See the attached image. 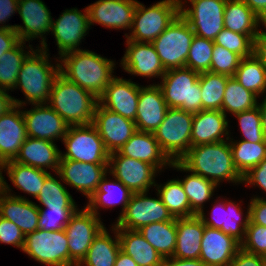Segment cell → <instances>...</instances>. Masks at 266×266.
<instances>
[{"label":"cell","mask_w":266,"mask_h":266,"mask_svg":"<svg viewBox=\"0 0 266 266\" xmlns=\"http://www.w3.org/2000/svg\"><path fill=\"white\" fill-rule=\"evenodd\" d=\"M169 167L201 175L217 186L224 180L233 183H242L243 180L234 165L232 150L226 140L192 146L179 161H172Z\"/></svg>","instance_id":"cell-1"},{"label":"cell","mask_w":266,"mask_h":266,"mask_svg":"<svg viewBox=\"0 0 266 266\" xmlns=\"http://www.w3.org/2000/svg\"><path fill=\"white\" fill-rule=\"evenodd\" d=\"M59 73L99 98L116 77L115 63L89 50H74L59 57ZM64 66V67H63Z\"/></svg>","instance_id":"cell-2"},{"label":"cell","mask_w":266,"mask_h":266,"mask_svg":"<svg viewBox=\"0 0 266 266\" xmlns=\"http://www.w3.org/2000/svg\"><path fill=\"white\" fill-rule=\"evenodd\" d=\"M48 105L69 126L93 123L98 98L86 89L58 74L52 84ZM50 103V104H49Z\"/></svg>","instance_id":"cell-3"},{"label":"cell","mask_w":266,"mask_h":266,"mask_svg":"<svg viewBox=\"0 0 266 266\" xmlns=\"http://www.w3.org/2000/svg\"><path fill=\"white\" fill-rule=\"evenodd\" d=\"M24 60L17 78V87H20L26 96L28 103L40 104L49 100L50 92L55 77L59 74V63L54 68L49 62L47 53L39 48L33 50Z\"/></svg>","instance_id":"cell-4"},{"label":"cell","mask_w":266,"mask_h":266,"mask_svg":"<svg viewBox=\"0 0 266 266\" xmlns=\"http://www.w3.org/2000/svg\"><path fill=\"white\" fill-rule=\"evenodd\" d=\"M200 73L188 67L166 70L160 87L168 108L197 113L202 110Z\"/></svg>","instance_id":"cell-5"},{"label":"cell","mask_w":266,"mask_h":266,"mask_svg":"<svg viewBox=\"0 0 266 266\" xmlns=\"http://www.w3.org/2000/svg\"><path fill=\"white\" fill-rule=\"evenodd\" d=\"M180 14V0H162L145 8L137 1L130 35L127 40L134 42L154 41Z\"/></svg>","instance_id":"cell-6"},{"label":"cell","mask_w":266,"mask_h":266,"mask_svg":"<svg viewBox=\"0 0 266 266\" xmlns=\"http://www.w3.org/2000/svg\"><path fill=\"white\" fill-rule=\"evenodd\" d=\"M193 116L194 113L179 108H168L164 120L153 133L171 161H179L191 147Z\"/></svg>","instance_id":"cell-7"},{"label":"cell","mask_w":266,"mask_h":266,"mask_svg":"<svg viewBox=\"0 0 266 266\" xmlns=\"http://www.w3.org/2000/svg\"><path fill=\"white\" fill-rule=\"evenodd\" d=\"M194 32L179 14L171 24L151 42L165 70L186 67Z\"/></svg>","instance_id":"cell-8"},{"label":"cell","mask_w":266,"mask_h":266,"mask_svg":"<svg viewBox=\"0 0 266 266\" xmlns=\"http://www.w3.org/2000/svg\"><path fill=\"white\" fill-rule=\"evenodd\" d=\"M62 141L67 151L64 154L61 152L60 159L108 164L109 153L93 124L69 126Z\"/></svg>","instance_id":"cell-9"},{"label":"cell","mask_w":266,"mask_h":266,"mask_svg":"<svg viewBox=\"0 0 266 266\" xmlns=\"http://www.w3.org/2000/svg\"><path fill=\"white\" fill-rule=\"evenodd\" d=\"M23 252L46 266H69V248L65 230L37 229L25 236Z\"/></svg>","instance_id":"cell-10"},{"label":"cell","mask_w":266,"mask_h":266,"mask_svg":"<svg viewBox=\"0 0 266 266\" xmlns=\"http://www.w3.org/2000/svg\"><path fill=\"white\" fill-rule=\"evenodd\" d=\"M104 227L100 218L86 207L74 213L64 228L69 248V266L81 263L94 238Z\"/></svg>","instance_id":"cell-11"},{"label":"cell","mask_w":266,"mask_h":266,"mask_svg":"<svg viewBox=\"0 0 266 266\" xmlns=\"http://www.w3.org/2000/svg\"><path fill=\"white\" fill-rule=\"evenodd\" d=\"M192 8H183L180 15L188 22L198 37L213 40L224 29V9L227 0H189Z\"/></svg>","instance_id":"cell-12"},{"label":"cell","mask_w":266,"mask_h":266,"mask_svg":"<svg viewBox=\"0 0 266 266\" xmlns=\"http://www.w3.org/2000/svg\"><path fill=\"white\" fill-rule=\"evenodd\" d=\"M147 192L133 193L125 212L118 217L114 226L117 229L139 230L156 222L171 221L174 217L159 198L146 196Z\"/></svg>","instance_id":"cell-13"},{"label":"cell","mask_w":266,"mask_h":266,"mask_svg":"<svg viewBox=\"0 0 266 266\" xmlns=\"http://www.w3.org/2000/svg\"><path fill=\"white\" fill-rule=\"evenodd\" d=\"M108 171L132 193H140L148 192L151 186L156 185L154 178L158 170L149 163L126 157L117 151L109 154Z\"/></svg>","instance_id":"cell-14"},{"label":"cell","mask_w":266,"mask_h":266,"mask_svg":"<svg viewBox=\"0 0 266 266\" xmlns=\"http://www.w3.org/2000/svg\"><path fill=\"white\" fill-rule=\"evenodd\" d=\"M92 124L97 128L109 154L117 152L137 131L134 121L102 107L99 103Z\"/></svg>","instance_id":"cell-15"},{"label":"cell","mask_w":266,"mask_h":266,"mask_svg":"<svg viewBox=\"0 0 266 266\" xmlns=\"http://www.w3.org/2000/svg\"><path fill=\"white\" fill-rule=\"evenodd\" d=\"M84 12H80L77 8L67 9L56 21L52 20L51 31L56 39L59 56L70 51L80 50L79 43L90 28L87 7Z\"/></svg>","instance_id":"cell-16"},{"label":"cell","mask_w":266,"mask_h":266,"mask_svg":"<svg viewBox=\"0 0 266 266\" xmlns=\"http://www.w3.org/2000/svg\"><path fill=\"white\" fill-rule=\"evenodd\" d=\"M31 110L22 111L28 137L54 142L63 139L69 125L48 104H32Z\"/></svg>","instance_id":"cell-17"},{"label":"cell","mask_w":266,"mask_h":266,"mask_svg":"<svg viewBox=\"0 0 266 266\" xmlns=\"http://www.w3.org/2000/svg\"><path fill=\"white\" fill-rule=\"evenodd\" d=\"M18 13L25 26L15 25L19 40L25 42L41 37L42 47L39 48L46 51L48 47L43 35L51 31L53 19L45 3L41 0H19Z\"/></svg>","instance_id":"cell-18"},{"label":"cell","mask_w":266,"mask_h":266,"mask_svg":"<svg viewBox=\"0 0 266 266\" xmlns=\"http://www.w3.org/2000/svg\"><path fill=\"white\" fill-rule=\"evenodd\" d=\"M108 173V164L85 163L60 159L57 175L63 182L81 191L89 198Z\"/></svg>","instance_id":"cell-19"},{"label":"cell","mask_w":266,"mask_h":266,"mask_svg":"<svg viewBox=\"0 0 266 266\" xmlns=\"http://www.w3.org/2000/svg\"><path fill=\"white\" fill-rule=\"evenodd\" d=\"M140 86L135 82L115 77L98 98L99 104L124 118L135 121Z\"/></svg>","instance_id":"cell-20"},{"label":"cell","mask_w":266,"mask_h":266,"mask_svg":"<svg viewBox=\"0 0 266 266\" xmlns=\"http://www.w3.org/2000/svg\"><path fill=\"white\" fill-rule=\"evenodd\" d=\"M136 0H99L87 7L89 23L106 28L131 29Z\"/></svg>","instance_id":"cell-21"},{"label":"cell","mask_w":266,"mask_h":266,"mask_svg":"<svg viewBox=\"0 0 266 266\" xmlns=\"http://www.w3.org/2000/svg\"><path fill=\"white\" fill-rule=\"evenodd\" d=\"M126 43L128 46L121 60L126 72L142 77H163L166 70L151 42L126 40Z\"/></svg>","instance_id":"cell-22"},{"label":"cell","mask_w":266,"mask_h":266,"mask_svg":"<svg viewBox=\"0 0 266 266\" xmlns=\"http://www.w3.org/2000/svg\"><path fill=\"white\" fill-rule=\"evenodd\" d=\"M4 181V193L0 195V216L16 224L26 236L39 229V207L22 196L12 195Z\"/></svg>","instance_id":"cell-23"},{"label":"cell","mask_w":266,"mask_h":266,"mask_svg":"<svg viewBox=\"0 0 266 266\" xmlns=\"http://www.w3.org/2000/svg\"><path fill=\"white\" fill-rule=\"evenodd\" d=\"M214 205L211 211V220L206 218L204 211L199 214L204 225L213 229H220L241 244L245 239V231L250 222V208L248 207L245 218L241 219L243 213L241 207L238 206L239 204L230 200Z\"/></svg>","instance_id":"cell-24"},{"label":"cell","mask_w":266,"mask_h":266,"mask_svg":"<svg viewBox=\"0 0 266 266\" xmlns=\"http://www.w3.org/2000/svg\"><path fill=\"white\" fill-rule=\"evenodd\" d=\"M241 244L220 229L204 225L199 259L205 266H230Z\"/></svg>","instance_id":"cell-25"},{"label":"cell","mask_w":266,"mask_h":266,"mask_svg":"<svg viewBox=\"0 0 266 266\" xmlns=\"http://www.w3.org/2000/svg\"><path fill=\"white\" fill-rule=\"evenodd\" d=\"M168 105L158 84L140 86L135 125L138 131L154 133L164 120Z\"/></svg>","instance_id":"cell-26"},{"label":"cell","mask_w":266,"mask_h":266,"mask_svg":"<svg viewBox=\"0 0 266 266\" xmlns=\"http://www.w3.org/2000/svg\"><path fill=\"white\" fill-rule=\"evenodd\" d=\"M20 106L14 105L0 116V161L15 160L27 139L25 120Z\"/></svg>","instance_id":"cell-27"},{"label":"cell","mask_w":266,"mask_h":266,"mask_svg":"<svg viewBox=\"0 0 266 266\" xmlns=\"http://www.w3.org/2000/svg\"><path fill=\"white\" fill-rule=\"evenodd\" d=\"M228 121L221 110H201L194 113L191 147L229 140ZM226 139H223L226 136Z\"/></svg>","instance_id":"cell-28"},{"label":"cell","mask_w":266,"mask_h":266,"mask_svg":"<svg viewBox=\"0 0 266 266\" xmlns=\"http://www.w3.org/2000/svg\"><path fill=\"white\" fill-rule=\"evenodd\" d=\"M121 155L153 165L157 170L170 166L171 160L161 150L153 133L136 131L118 150Z\"/></svg>","instance_id":"cell-29"},{"label":"cell","mask_w":266,"mask_h":266,"mask_svg":"<svg viewBox=\"0 0 266 266\" xmlns=\"http://www.w3.org/2000/svg\"><path fill=\"white\" fill-rule=\"evenodd\" d=\"M60 158L61 151L54 142L27 137L14 161L42 170L53 168L52 170L57 173Z\"/></svg>","instance_id":"cell-30"},{"label":"cell","mask_w":266,"mask_h":266,"mask_svg":"<svg viewBox=\"0 0 266 266\" xmlns=\"http://www.w3.org/2000/svg\"><path fill=\"white\" fill-rule=\"evenodd\" d=\"M176 247L173 257L199 259L204 223L199 215L176 218Z\"/></svg>","instance_id":"cell-31"},{"label":"cell","mask_w":266,"mask_h":266,"mask_svg":"<svg viewBox=\"0 0 266 266\" xmlns=\"http://www.w3.org/2000/svg\"><path fill=\"white\" fill-rule=\"evenodd\" d=\"M120 250L133 258L138 266H161L163 257L139 230L118 229Z\"/></svg>","instance_id":"cell-32"},{"label":"cell","mask_w":266,"mask_h":266,"mask_svg":"<svg viewBox=\"0 0 266 266\" xmlns=\"http://www.w3.org/2000/svg\"><path fill=\"white\" fill-rule=\"evenodd\" d=\"M263 21L241 0H227L224 9V28L248 35L253 41Z\"/></svg>","instance_id":"cell-33"},{"label":"cell","mask_w":266,"mask_h":266,"mask_svg":"<svg viewBox=\"0 0 266 266\" xmlns=\"http://www.w3.org/2000/svg\"><path fill=\"white\" fill-rule=\"evenodd\" d=\"M107 174L102 178L98 184L97 190L88 198L89 202L85 207L96 216L99 215L98 208L112 207L117 204H121L122 211L119 217L125 212L127 204L130 201L133 193L124 186L118 179L115 178V182L109 181L106 178Z\"/></svg>","instance_id":"cell-34"},{"label":"cell","mask_w":266,"mask_h":266,"mask_svg":"<svg viewBox=\"0 0 266 266\" xmlns=\"http://www.w3.org/2000/svg\"><path fill=\"white\" fill-rule=\"evenodd\" d=\"M115 240L104 227L94 238L90 245L86 257L78 266H114L118 252L120 251V242L118 229L113 226Z\"/></svg>","instance_id":"cell-35"},{"label":"cell","mask_w":266,"mask_h":266,"mask_svg":"<svg viewBox=\"0 0 266 266\" xmlns=\"http://www.w3.org/2000/svg\"><path fill=\"white\" fill-rule=\"evenodd\" d=\"M12 184L36 198L43 187L45 178L50 174L46 170L23 165L14 160L4 163Z\"/></svg>","instance_id":"cell-36"},{"label":"cell","mask_w":266,"mask_h":266,"mask_svg":"<svg viewBox=\"0 0 266 266\" xmlns=\"http://www.w3.org/2000/svg\"><path fill=\"white\" fill-rule=\"evenodd\" d=\"M139 232L163 258L173 257L177 235L176 218L143 226Z\"/></svg>","instance_id":"cell-37"},{"label":"cell","mask_w":266,"mask_h":266,"mask_svg":"<svg viewBox=\"0 0 266 266\" xmlns=\"http://www.w3.org/2000/svg\"><path fill=\"white\" fill-rule=\"evenodd\" d=\"M233 77L258 97L266 92V68L254 54L242 58Z\"/></svg>","instance_id":"cell-38"},{"label":"cell","mask_w":266,"mask_h":266,"mask_svg":"<svg viewBox=\"0 0 266 266\" xmlns=\"http://www.w3.org/2000/svg\"><path fill=\"white\" fill-rule=\"evenodd\" d=\"M228 141H230L234 165L242 176L266 158V139L258 143L245 140L234 142L231 138Z\"/></svg>","instance_id":"cell-39"},{"label":"cell","mask_w":266,"mask_h":266,"mask_svg":"<svg viewBox=\"0 0 266 266\" xmlns=\"http://www.w3.org/2000/svg\"><path fill=\"white\" fill-rule=\"evenodd\" d=\"M179 181L190 202L191 216L199 215L203 211V203L212 197L217 185L193 172Z\"/></svg>","instance_id":"cell-40"},{"label":"cell","mask_w":266,"mask_h":266,"mask_svg":"<svg viewBox=\"0 0 266 266\" xmlns=\"http://www.w3.org/2000/svg\"><path fill=\"white\" fill-rule=\"evenodd\" d=\"M228 76L202 72L199 75L202 110H222V102L225 93Z\"/></svg>","instance_id":"cell-41"},{"label":"cell","mask_w":266,"mask_h":266,"mask_svg":"<svg viewBox=\"0 0 266 266\" xmlns=\"http://www.w3.org/2000/svg\"><path fill=\"white\" fill-rule=\"evenodd\" d=\"M257 95L245 89L234 77H229L222 102V112L239 113L258 106Z\"/></svg>","instance_id":"cell-42"},{"label":"cell","mask_w":266,"mask_h":266,"mask_svg":"<svg viewBox=\"0 0 266 266\" xmlns=\"http://www.w3.org/2000/svg\"><path fill=\"white\" fill-rule=\"evenodd\" d=\"M155 186L162 202L174 218L191 217L190 202L179 179Z\"/></svg>","instance_id":"cell-43"},{"label":"cell","mask_w":266,"mask_h":266,"mask_svg":"<svg viewBox=\"0 0 266 266\" xmlns=\"http://www.w3.org/2000/svg\"><path fill=\"white\" fill-rule=\"evenodd\" d=\"M24 44V41H20L0 57V89L6 91L15 89L20 68L26 57L32 52L29 50L26 53Z\"/></svg>","instance_id":"cell-44"},{"label":"cell","mask_w":266,"mask_h":266,"mask_svg":"<svg viewBox=\"0 0 266 266\" xmlns=\"http://www.w3.org/2000/svg\"><path fill=\"white\" fill-rule=\"evenodd\" d=\"M36 199L48 209H77L66 187L51 173L45 178L43 187Z\"/></svg>","instance_id":"cell-45"},{"label":"cell","mask_w":266,"mask_h":266,"mask_svg":"<svg viewBox=\"0 0 266 266\" xmlns=\"http://www.w3.org/2000/svg\"><path fill=\"white\" fill-rule=\"evenodd\" d=\"M213 47V40L194 35L187 56L186 67L198 73L210 71Z\"/></svg>","instance_id":"cell-46"},{"label":"cell","mask_w":266,"mask_h":266,"mask_svg":"<svg viewBox=\"0 0 266 266\" xmlns=\"http://www.w3.org/2000/svg\"><path fill=\"white\" fill-rule=\"evenodd\" d=\"M239 120L240 129L245 141L262 142L265 139L259 105L253 109L234 114Z\"/></svg>","instance_id":"cell-47"},{"label":"cell","mask_w":266,"mask_h":266,"mask_svg":"<svg viewBox=\"0 0 266 266\" xmlns=\"http://www.w3.org/2000/svg\"><path fill=\"white\" fill-rule=\"evenodd\" d=\"M214 44L221 45L242 58L253 54L254 41L248 35L232 32L225 28L216 36Z\"/></svg>","instance_id":"cell-48"},{"label":"cell","mask_w":266,"mask_h":266,"mask_svg":"<svg viewBox=\"0 0 266 266\" xmlns=\"http://www.w3.org/2000/svg\"><path fill=\"white\" fill-rule=\"evenodd\" d=\"M242 57L221 45L214 44L210 72L233 77Z\"/></svg>","instance_id":"cell-49"},{"label":"cell","mask_w":266,"mask_h":266,"mask_svg":"<svg viewBox=\"0 0 266 266\" xmlns=\"http://www.w3.org/2000/svg\"><path fill=\"white\" fill-rule=\"evenodd\" d=\"M39 207V229L45 231L63 230L70 221V218L78 209H48Z\"/></svg>","instance_id":"cell-50"},{"label":"cell","mask_w":266,"mask_h":266,"mask_svg":"<svg viewBox=\"0 0 266 266\" xmlns=\"http://www.w3.org/2000/svg\"><path fill=\"white\" fill-rule=\"evenodd\" d=\"M241 248L246 252L266 257V227L250 221Z\"/></svg>","instance_id":"cell-51"},{"label":"cell","mask_w":266,"mask_h":266,"mask_svg":"<svg viewBox=\"0 0 266 266\" xmlns=\"http://www.w3.org/2000/svg\"><path fill=\"white\" fill-rule=\"evenodd\" d=\"M0 243L14 245L23 250L25 235L13 222L0 216Z\"/></svg>","instance_id":"cell-52"},{"label":"cell","mask_w":266,"mask_h":266,"mask_svg":"<svg viewBox=\"0 0 266 266\" xmlns=\"http://www.w3.org/2000/svg\"><path fill=\"white\" fill-rule=\"evenodd\" d=\"M242 183L259 186L266 192V158L243 175Z\"/></svg>","instance_id":"cell-53"},{"label":"cell","mask_w":266,"mask_h":266,"mask_svg":"<svg viewBox=\"0 0 266 266\" xmlns=\"http://www.w3.org/2000/svg\"><path fill=\"white\" fill-rule=\"evenodd\" d=\"M15 28V25L0 26V57L20 42Z\"/></svg>","instance_id":"cell-54"},{"label":"cell","mask_w":266,"mask_h":266,"mask_svg":"<svg viewBox=\"0 0 266 266\" xmlns=\"http://www.w3.org/2000/svg\"><path fill=\"white\" fill-rule=\"evenodd\" d=\"M230 266H266V257L246 252L240 248Z\"/></svg>","instance_id":"cell-55"},{"label":"cell","mask_w":266,"mask_h":266,"mask_svg":"<svg viewBox=\"0 0 266 266\" xmlns=\"http://www.w3.org/2000/svg\"><path fill=\"white\" fill-rule=\"evenodd\" d=\"M250 221L254 224L266 227V200L265 198L254 197L249 203Z\"/></svg>","instance_id":"cell-56"},{"label":"cell","mask_w":266,"mask_h":266,"mask_svg":"<svg viewBox=\"0 0 266 266\" xmlns=\"http://www.w3.org/2000/svg\"><path fill=\"white\" fill-rule=\"evenodd\" d=\"M264 26L266 28V25ZM253 54L266 68V32L263 30H260L259 34L254 39Z\"/></svg>","instance_id":"cell-57"},{"label":"cell","mask_w":266,"mask_h":266,"mask_svg":"<svg viewBox=\"0 0 266 266\" xmlns=\"http://www.w3.org/2000/svg\"><path fill=\"white\" fill-rule=\"evenodd\" d=\"M18 3L19 0H0V24H4L13 13L18 12Z\"/></svg>","instance_id":"cell-58"},{"label":"cell","mask_w":266,"mask_h":266,"mask_svg":"<svg viewBox=\"0 0 266 266\" xmlns=\"http://www.w3.org/2000/svg\"><path fill=\"white\" fill-rule=\"evenodd\" d=\"M25 101H21L11 97L6 90L0 89V116L6 113L14 105L24 107Z\"/></svg>","instance_id":"cell-59"},{"label":"cell","mask_w":266,"mask_h":266,"mask_svg":"<svg viewBox=\"0 0 266 266\" xmlns=\"http://www.w3.org/2000/svg\"><path fill=\"white\" fill-rule=\"evenodd\" d=\"M161 266H205L200 259L163 258Z\"/></svg>","instance_id":"cell-60"},{"label":"cell","mask_w":266,"mask_h":266,"mask_svg":"<svg viewBox=\"0 0 266 266\" xmlns=\"http://www.w3.org/2000/svg\"><path fill=\"white\" fill-rule=\"evenodd\" d=\"M266 24V0H241Z\"/></svg>","instance_id":"cell-61"},{"label":"cell","mask_w":266,"mask_h":266,"mask_svg":"<svg viewBox=\"0 0 266 266\" xmlns=\"http://www.w3.org/2000/svg\"><path fill=\"white\" fill-rule=\"evenodd\" d=\"M114 266H138L136 261L123 251H119Z\"/></svg>","instance_id":"cell-62"},{"label":"cell","mask_w":266,"mask_h":266,"mask_svg":"<svg viewBox=\"0 0 266 266\" xmlns=\"http://www.w3.org/2000/svg\"><path fill=\"white\" fill-rule=\"evenodd\" d=\"M260 114H261V121H262V129L266 139V95L265 99H263L262 103H258Z\"/></svg>","instance_id":"cell-63"},{"label":"cell","mask_w":266,"mask_h":266,"mask_svg":"<svg viewBox=\"0 0 266 266\" xmlns=\"http://www.w3.org/2000/svg\"><path fill=\"white\" fill-rule=\"evenodd\" d=\"M4 169V163L0 161V195L4 193V177L2 171Z\"/></svg>","instance_id":"cell-64"}]
</instances>
